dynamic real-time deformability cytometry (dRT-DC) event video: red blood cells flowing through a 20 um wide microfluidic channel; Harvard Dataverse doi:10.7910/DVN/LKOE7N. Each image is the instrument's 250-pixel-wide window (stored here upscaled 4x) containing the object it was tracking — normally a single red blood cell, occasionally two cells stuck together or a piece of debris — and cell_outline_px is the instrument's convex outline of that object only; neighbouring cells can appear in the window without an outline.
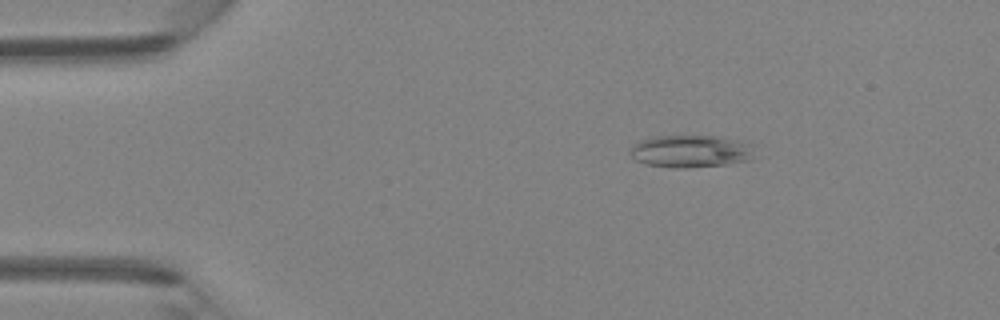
{"species": "Egyptian fruit bat (a non-hibernating species)", "species_latin": "Rousettus aegyptiacus", "temperature_condition": "room temperature", "stored_images_in_passage": 46, "camera_frame_rate_fps": 3000, "um_per_image_px": 0.085, "animal": {"sex": "female"}, "frame": {"image": 1, "passage_image": 8, "time_ms": 2.333, "image_size_px": [1000, 320], "cell_outline_px": [[764, 156], [752, 160], [728, 164], [688, 168], [672, 168], [648, 164], [636, 160], [632, 156], [628, 148], [640, 140], [656, 136], [712, 136], [744, 140], [752, 144]], "centroid_in_image_um": [58.89, 12.86], "position_along_channel_um": 26.1, "area_um2": 24.39}}
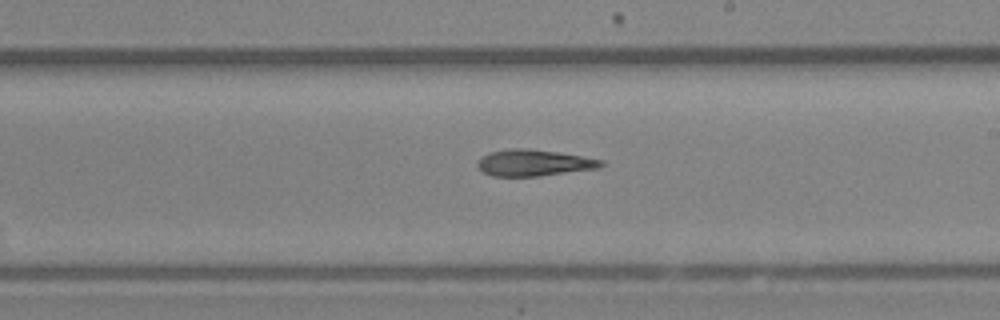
{"frame": {"image": 2, "passage_image": 27, "time_ms": 8.667, "image_size_px": [1000, 320], "cell_outline_px": [[604, 164], [600, 168], [536, 176], [492, 176], [484, 172], [476, 164], [476, 160], [480, 156], [488, 152], [512, 148], [528, 148], [556, 152], [604, 160]], "centroid_in_image_um": [45.33, 13.83], "position_along_channel_um": 243.7, "area_um2": 19.02}}
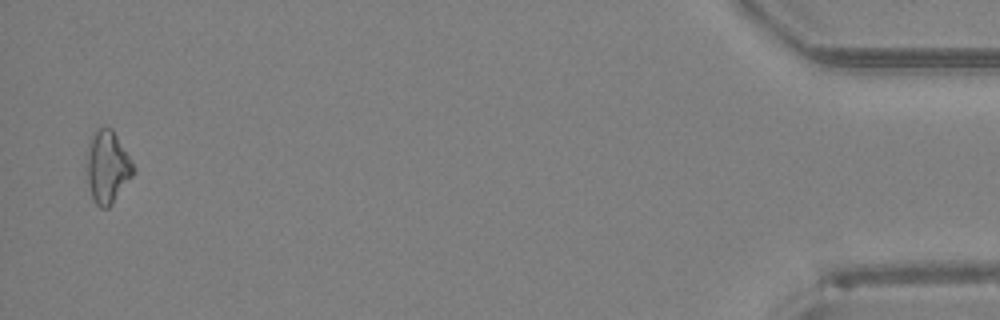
{"frame": {"image": 3, "passage_image": 45, "time_ms": 14.667, "image_size_px": [1000, 320], "cell_outline_px": [[136, 172], [112, 204], [108, 208], [100, 208], [92, 200], [88, 184], [88, 144], [96, 128], [112, 128], [132, 160], [136, 168]], "centroid_in_image_um": [9.17, 14.21], "position_along_channel_um": 426.0, "area_um2": 19.71}}